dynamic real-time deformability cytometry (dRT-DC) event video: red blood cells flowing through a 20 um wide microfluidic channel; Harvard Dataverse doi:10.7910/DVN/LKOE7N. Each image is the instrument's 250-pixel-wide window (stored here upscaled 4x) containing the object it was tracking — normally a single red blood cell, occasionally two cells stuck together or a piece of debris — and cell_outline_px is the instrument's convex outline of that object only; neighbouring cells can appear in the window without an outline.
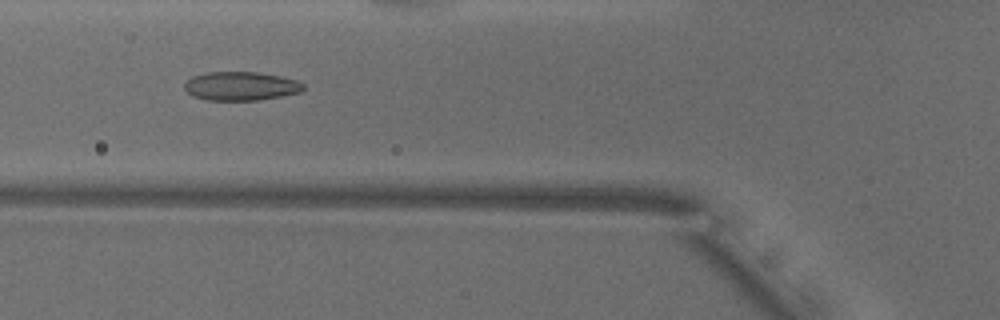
{"species": "common noctule bat (a hibernating species)", "species_latin": "Nyctalus noctula", "temperature_condition": "warm", "stored_images_in_passage": 51, "camera_frame_rate_fps": 3000, "um_per_image_px": 0.085, "animal": {"sex": "male", "body_mass_g": 18.8}, "frame": {"image": 1, "passage_image": 18, "time_ms": 5.667, "image_size_px": [1000, 320], "cell_outline_px": [[304, 88], [300, 92], [260, 100], [208, 100], [192, 96], [184, 88], [184, 84], [192, 76], [208, 72], [256, 72], [280, 76], [296, 80], [304, 84]], "centroid_in_image_um": [20.46, 7.32], "position_along_channel_um": 105.3, "area_um2": 19.83}}
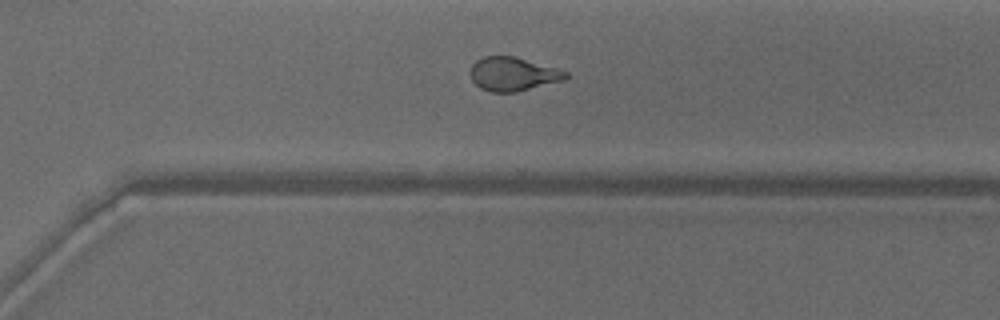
{"frame": {"image": 2, "passage_image": 35, "time_ms": 11.333, "image_size_px": [1000, 320], "cell_outline_px": [[568, 76], [564, 80], [516, 92], [492, 92], [480, 88], [472, 80], [468, 72], [472, 64], [476, 60], [484, 56], [516, 56], [556, 68], [568, 72]], "centroid_in_image_um": [43.57, 6.28], "position_along_channel_um": 327.0, "area_um2": 18.84}}
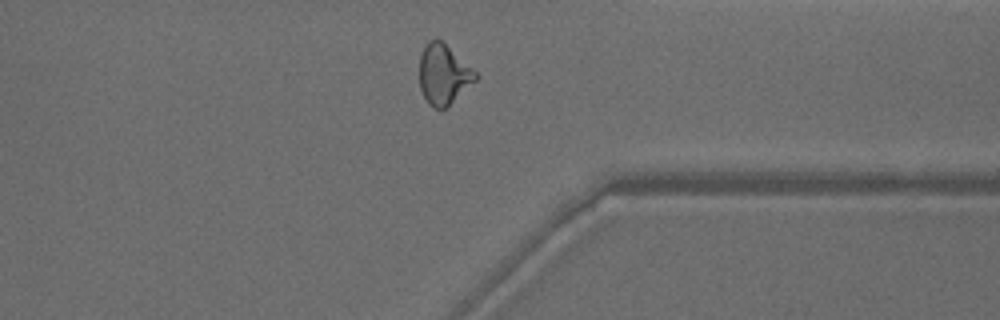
{"frame": {"image": 3, "passage_image": 39, "time_ms": 12.667, "image_size_px": [1000, 320], "cell_outline_px": [[480, 76], [476, 80], [444, 108], [436, 108], [428, 104], [420, 88], [420, 56], [428, 40], [440, 40], [472, 68]], "centroid_in_image_um": [37.69, 6.32], "position_along_channel_um": 373.7, "area_um2": 19.02}, "authors_computed_cell_mechanics": {"area_um2": 20.0566, "velocity_mm_per_s": 3.911, "shape_relaxation_time_tau1_ms": 10.7329, "shape_relaxation_time_tau2_ms": 1.4145, "deformation_change_tau1": 0.2655, "deformation_change_tau2": 0.0778}}